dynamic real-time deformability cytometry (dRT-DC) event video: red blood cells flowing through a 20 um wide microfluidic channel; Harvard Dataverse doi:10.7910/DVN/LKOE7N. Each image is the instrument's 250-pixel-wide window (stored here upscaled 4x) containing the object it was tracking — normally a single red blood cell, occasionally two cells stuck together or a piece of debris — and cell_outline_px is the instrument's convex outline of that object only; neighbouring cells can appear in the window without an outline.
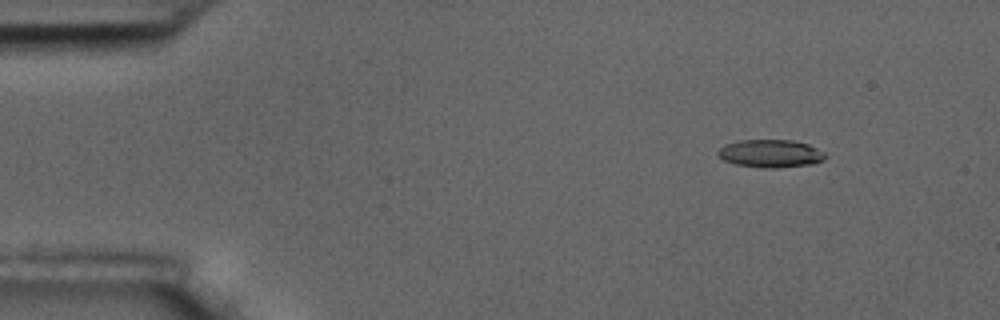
{"species": "common noctule bat (a hibernating species)", "species_latin": "Nyctalus noctula", "temperature_condition": "room temperature", "stored_images_in_passage": 5, "segment_of_instrument_passage": [1, 2], "camera_frame_rate_fps": 3000, "um_per_image_px": 0.085, "animal": {"sex": "male", "body_mass_g": 17.5, "forearm_length_mm": 52.3}, "frame": {"image": 1, "passage_image": 1, "time_ms": 0.0, "image_size_px": [1000, 320], "cell_outline_px": [[828, 156], [824, 160], [812, 164], [776, 168], [764, 168], [736, 164], [724, 160], [716, 152], [724, 144], [740, 140], [792, 140], [808, 144], [824, 152]], "centroid_in_image_um": [65.51, 13.05], "position_along_channel_um": 19.5, "area_um2": 17.46}}
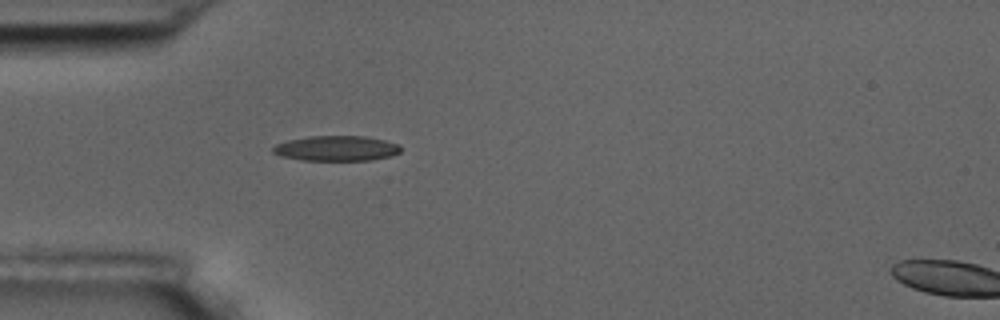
{"frame": {"image": 2, "passage_image": 4, "time_ms": 3.333, "image_size_px": [1000, 320], "cell_outline_px": [[400, 152], [392, 156], [372, 160], [300, 160], [280, 156], [272, 152], [272, 148], [276, 144], [288, 140], [308, 136], [364, 136], [384, 140], [400, 144]], "centroid_in_image_um": [28.59, 12.61], "position_along_channel_um": 56.4, "area_um2": 18.84}}